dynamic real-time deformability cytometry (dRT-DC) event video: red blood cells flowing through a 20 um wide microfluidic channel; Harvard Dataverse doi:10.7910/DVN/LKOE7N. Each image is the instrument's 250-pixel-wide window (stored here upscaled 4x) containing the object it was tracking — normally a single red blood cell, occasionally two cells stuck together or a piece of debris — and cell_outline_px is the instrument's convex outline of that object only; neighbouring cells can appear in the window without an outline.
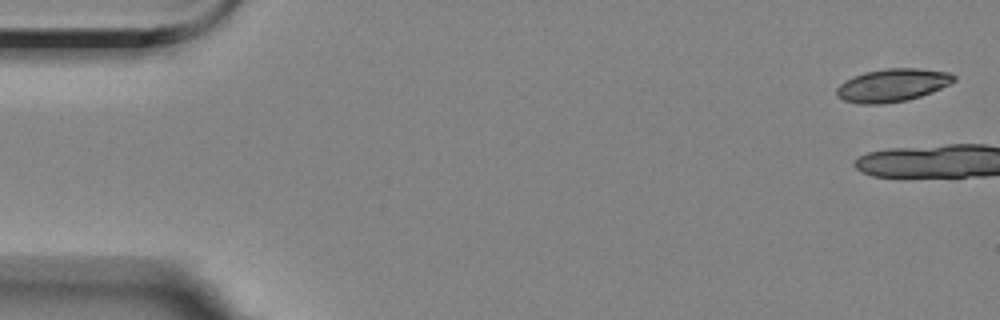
{"species": "Egyptian fruit bat (a non-hibernating species)", "species_latin": "Rousettus aegyptiacus", "temperature_condition": "room temperature", "stored_images_in_passage": 7, "camera_frame_rate_fps": 3000, "um_per_image_px": 0.085, "animal": {"sex": "female"}, "frame": {"image": 1, "passage_image": 1, "time_ms": 0.0, "image_size_px": [1000, 320], "cell_outline_px": [[956, 80], [932, 92], [908, 100], [880, 104], [860, 104], [844, 100], [836, 96], [836, 88], [844, 80], [852, 76], [864, 72], [888, 68], [920, 68], [948, 72], [956, 76]], "centroid_in_image_um": [75.82, 7.24], "position_along_channel_um": 9.2, "area_um2": 22.6}}